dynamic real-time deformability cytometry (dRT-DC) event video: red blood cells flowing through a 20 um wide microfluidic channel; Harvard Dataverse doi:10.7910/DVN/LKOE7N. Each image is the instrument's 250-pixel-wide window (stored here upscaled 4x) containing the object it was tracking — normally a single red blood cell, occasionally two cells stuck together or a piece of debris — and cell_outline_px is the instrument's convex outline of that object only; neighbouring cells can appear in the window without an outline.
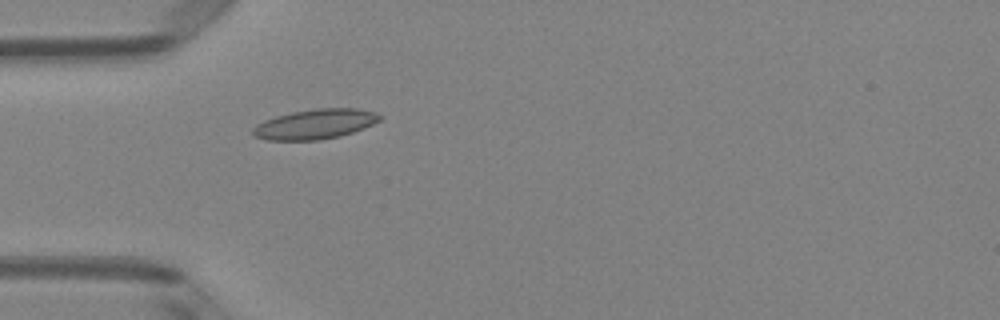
{"species": "Egyptian fruit bat (a non-hibernating species)", "species_latin": "Rousettus aegyptiacus", "temperature_condition": "room temperature", "stored_images_in_passage": 4, "camera_frame_rate_fps": 3000, "um_per_image_px": 0.085, "animal": {"sex": "female"}, "frame": {"image": 1, "passage_image": 4, "time_ms": 1.0, "image_size_px": [1000, 320], "cell_outline_px": [[384, 116], [380, 120], [364, 128], [340, 136], [316, 140], [268, 140], [256, 136], [252, 132], [252, 128], [256, 124], [264, 120], [276, 116], [292, 112], [316, 108], [356, 108], [376, 112]], "centroid_in_image_um": [26.8, 10.54], "position_along_channel_um": 58.2, "area_um2": 22.08}}